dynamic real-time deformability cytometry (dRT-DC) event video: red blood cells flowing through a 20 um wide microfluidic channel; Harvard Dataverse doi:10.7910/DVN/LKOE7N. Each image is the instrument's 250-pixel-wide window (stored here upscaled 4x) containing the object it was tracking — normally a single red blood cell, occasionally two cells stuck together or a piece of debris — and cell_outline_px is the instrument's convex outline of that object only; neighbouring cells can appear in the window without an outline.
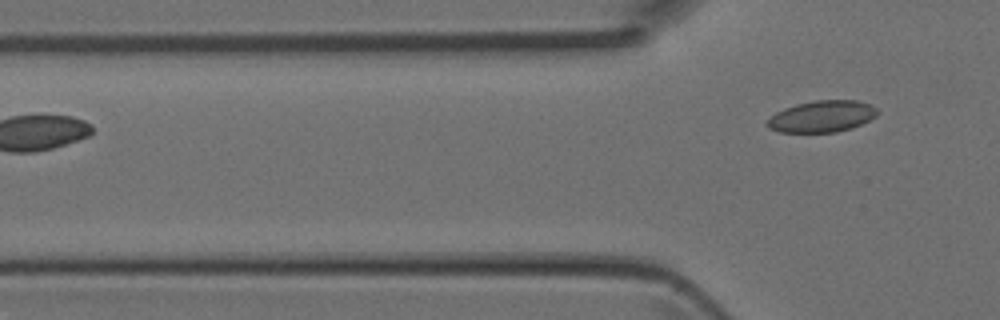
{"species": "Egyptian fruit bat (a non-hibernating species)", "species_latin": "Rousettus aegyptiacus", "temperature_condition": "room temperature", "stored_images_in_passage": 5, "camera_frame_rate_fps": 3000, "um_per_image_px": 0.085, "animal": {"sex": "female"}, "frame": {"image": 1, "passage_image": 5, "time_ms": 1.333, "image_size_px": [1000, 320], "cell_outline_px": [[876, 116], [852, 128], [836, 132], [780, 132], [768, 128], [768, 120], [776, 112], [784, 108], [796, 104], [816, 100], [856, 100], [872, 104], [876, 108]], "centroid_in_image_um": [69.87, 9.89], "position_along_channel_um": 55.9, "area_um2": 20.11}}